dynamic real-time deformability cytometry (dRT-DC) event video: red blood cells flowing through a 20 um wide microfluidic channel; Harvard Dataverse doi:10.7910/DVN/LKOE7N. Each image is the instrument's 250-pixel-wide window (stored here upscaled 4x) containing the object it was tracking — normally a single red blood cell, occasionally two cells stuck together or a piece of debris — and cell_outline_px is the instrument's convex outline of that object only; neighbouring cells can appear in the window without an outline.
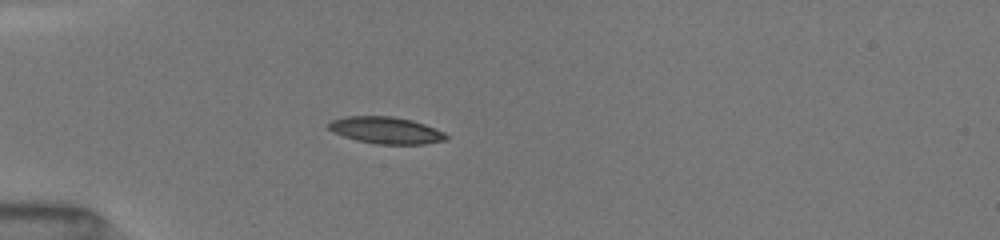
{"species": "common noctule bat (a hibernating species)", "species_latin": "Nyctalus noctula", "temperature_condition": "room temperature", "stored_images_in_passage": 17, "camera_frame_rate_fps": 3000, "um_per_image_px": 0.085, "animal": {"sex": "female", "body_mass_g": 19.5, "forearm_length_mm": 54.1}, "frame": {"image": 1, "passage_image": 1, "time_ms": 0.0, "image_size_px": [1000, 240], "cell_outline_px": [[448, 136], [444, 140], [424, 144], [376, 144], [356, 140], [344, 136], [328, 128], [328, 124], [332, 120], [344, 116], [392, 116], [412, 120], [424, 124], [444, 132]], "centroid_in_image_um": [32.81, 11.07], "position_along_channel_um": 52.2, "area_um2": 18.21}}
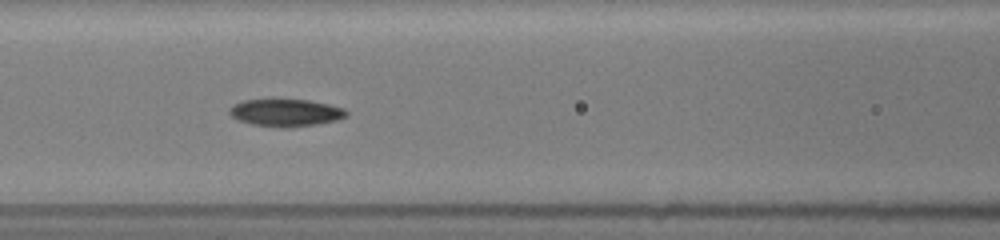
{"frame": {"image": 2, "passage_image": 7, "time_ms": 2.667, "image_size_px": [1000, 240], "cell_outline_px": [[348, 116], [336, 120], [316, 124], [288, 128], [280, 128], [252, 124], [236, 120], [228, 112], [228, 108], [244, 100], [272, 96], [308, 100], [328, 104], [344, 108], [348, 112]], "centroid_in_image_um": [24.24, 9.54], "position_along_channel_um": 142.4, "area_um2": 19.54}}
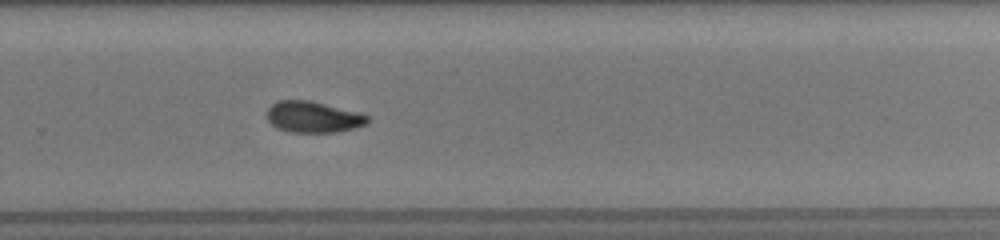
{"frame": {"image": 3, "passage_image": 17, "time_ms": 6.667, "image_size_px": [1000, 240], "cell_outline_px": [[368, 124], [356, 128], [336, 132], [288, 132], [276, 128], [268, 120], [268, 108], [276, 100], [308, 100], [360, 112], [368, 116]], "centroid_in_image_um": [26.63, 9.95], "position_along_channel_um": 303.2, "area_um2": 18.38}}